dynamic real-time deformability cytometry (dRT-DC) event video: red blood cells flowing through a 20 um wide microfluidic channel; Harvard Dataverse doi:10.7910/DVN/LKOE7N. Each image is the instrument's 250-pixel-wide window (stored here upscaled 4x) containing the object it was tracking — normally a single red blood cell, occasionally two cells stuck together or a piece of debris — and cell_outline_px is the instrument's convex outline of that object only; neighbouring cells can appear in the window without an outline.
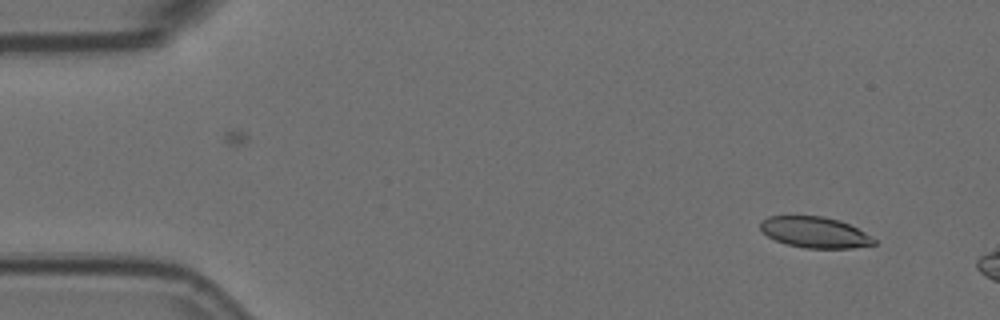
{"species": "Egyptian fruit bat (a non-hibernating species)", "species_latin": "Rousettus aegyptiacus", "temperature_condition": "room temperature", "stored_images_in_passage": 2, "camera_frame_rate_fps": 3000, "um_per_image_px": 0.085, "animal": {"sex": "female"}, "frame": {"image": 1, "passage_image": 1, "time_ms": 0.0, "image_size_px": [1000, 320], "cell_outline_px": [[876, 244], [852, 248], [804, 248], [788, 244], [776, 240], [768, 236], [760, 228], [760, 220], [768, 216], [824, 216], [840, 220], [864, 232], [876, 240]], "centroid_in_image_um": [69.25, 19.74], "position_along_channel_um": 15.7, "area_um2": 20.4}}